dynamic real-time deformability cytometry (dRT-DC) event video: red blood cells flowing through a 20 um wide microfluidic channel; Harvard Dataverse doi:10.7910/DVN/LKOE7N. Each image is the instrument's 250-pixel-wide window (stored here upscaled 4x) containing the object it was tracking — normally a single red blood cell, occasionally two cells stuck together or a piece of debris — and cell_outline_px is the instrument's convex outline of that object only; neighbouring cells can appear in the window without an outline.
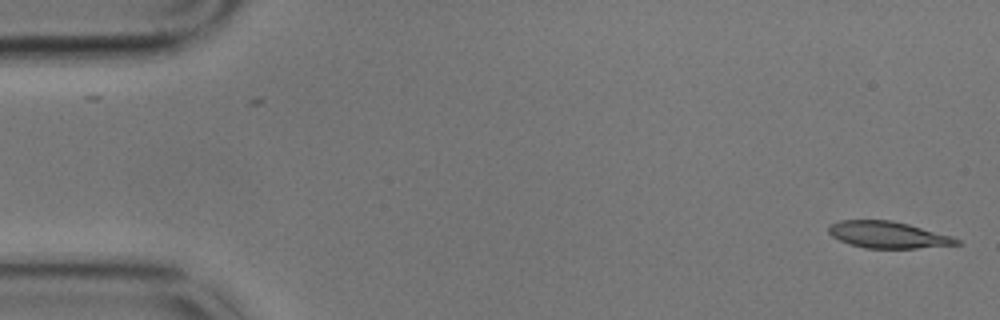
{"species": "common noctule bat (a hibernating species)", "species_latin": "Nyctalus noctula", "temperature_condition": "cold", "stored_images_in_passage": 36, "camera_frame_rate_fps": 3000, "um_per_image_px": 0.085, "animal": {"sex": "male", "body_mass_g": 17.9}, "frame": {"image": 1, "passage_image": 1, "time_ms": 0.0, "image_size_px": [1000, 320], "cell_outline_px": [[964, 244], [916, 248], [864, 248], [848, 244], [832, 236], [828, 232], [828, 224], [840, 220], [892, 220], [908, 224], [952, 236], [960, 240]], "centroid_in_image_um": [75.46, 19.96], "position_along_channel_um": 9.5, "area_um2": 20.0}}
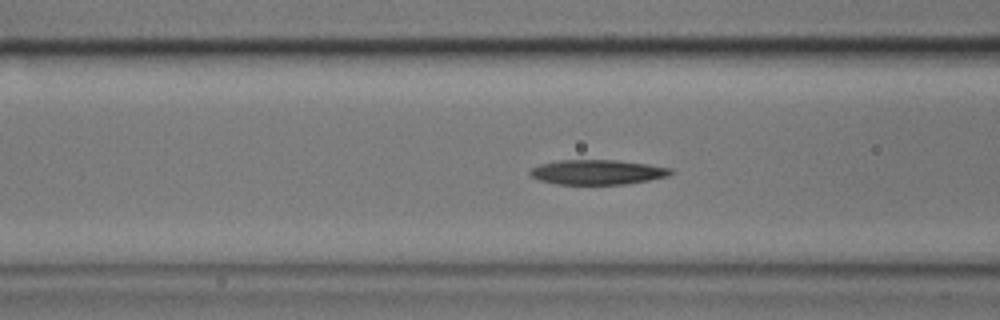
{"frame": {"image": 2, "passage_image": 21, "time_ms": 6.667, "image_size_px": [1000, 320], "cell_outline_px": [[676, 172], [668, 176], [628, 184], [556, 184], [540, 180], [532, 176], [528, 172], [532, 168], [540, 164], [560, 160], [616, 160], [648, 164], [672, 168]], "centroid_in_image_um": [50.82, 14.63], "position_along_channel_um": 115.8, "area_um2": 20.35}}
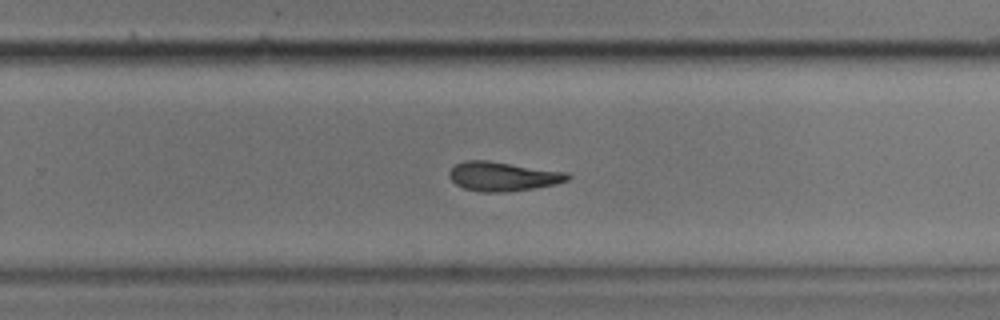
{"frame": {"image": 3, "passage_image": 36, "time_ms": 11.667, "image_size_px": [1000, 320], "cell_outline_px": [[572, 176], [568, 180], [556, 184], [536, 188], [504, 192], [484, 192], [464, 188], [456, 184], [448, 176], [448, 172], [456, 164], [464, 160], [488, 160], [568, 172]], "centroid_in_image_um": [42.77, 14.98], "position_along_channel_um": 287.0, "area_um2": 20.29}}